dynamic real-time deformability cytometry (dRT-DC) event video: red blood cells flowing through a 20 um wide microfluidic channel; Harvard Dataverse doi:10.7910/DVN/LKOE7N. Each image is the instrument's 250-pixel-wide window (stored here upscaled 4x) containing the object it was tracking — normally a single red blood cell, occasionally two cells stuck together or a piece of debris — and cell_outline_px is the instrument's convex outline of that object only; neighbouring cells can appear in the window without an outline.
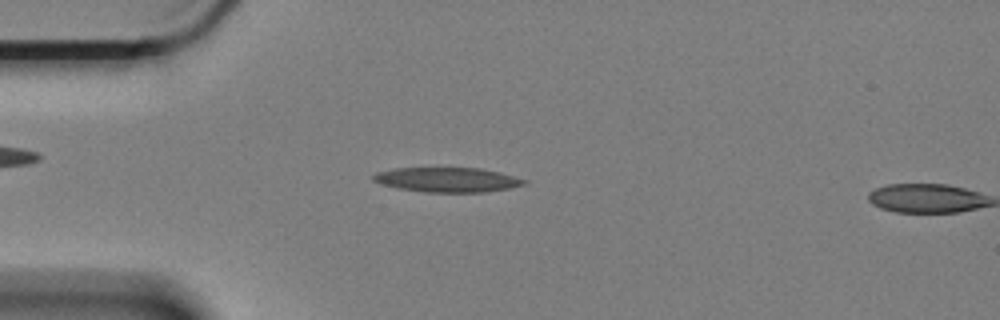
{"species": "Egyptian fruit bat (a non-hibernating species)", "species_latin": "Rousettus aegyptiacus", "temperature_condition": "cold", "stored_images_in_passage": 11, "camera_frame_rate_fps": 3000, "um_per_image_px": 0.085, "animal": {"sex": "female"}, "frame": {"image": 1, "passage_image": 10, "time_ms": 3.0, "image_size_px": [1000, 320], "cell_outline_px": [[528, 180], [524, 184], [508, 188], [484, 192], [424, 192], [400, 188], [380, 184], [372, 180], [372, 176], [376, 172], [396, 168], [480, 168], [500, 172]], "centroid_in_image_um": [38.0, 15.27], "position_along_channel_um": 47.0, "area_um2": 21.56}}